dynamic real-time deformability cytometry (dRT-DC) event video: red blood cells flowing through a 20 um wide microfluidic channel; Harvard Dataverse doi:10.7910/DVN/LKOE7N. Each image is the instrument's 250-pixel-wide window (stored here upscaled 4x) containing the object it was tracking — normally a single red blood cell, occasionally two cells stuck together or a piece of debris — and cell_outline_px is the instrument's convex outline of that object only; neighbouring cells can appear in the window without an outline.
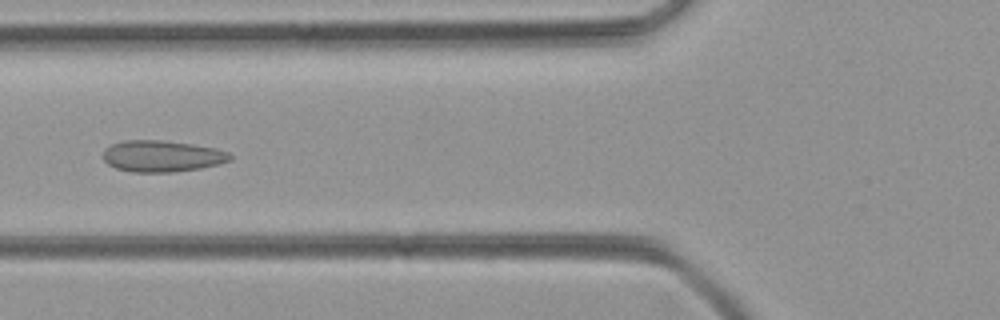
{"species": "common noctule bat (a hibernating species)", "species_latin": "Nyctalus noctula", "temperature_condition": "room temperature", "stored_images_in_passage": 51, "camera_frame_rate_fps": 3000, "um_per_image_px": 0.085, "animal": {"sex": "female", "body_mass_g": 21.9}, "frame": {"image": 1, "passage_image": 20, "time_ms": 6.333, "image_size_px": [1000, 320], "cell_outline_px": [[232, 160], [220, 164], [200, 168], [172, 172], [132, 172], [116, 168], [108, 164], [104, 160], [104, 148], [112, 144], [124, 140], [160, 140], [192, 144], [216, 148], [228, 152], [232, 156]], "centroid_in_image_um": [13.78, 13.27], "position_along_channel_um": 112.0, "area_um2": 23.29}}
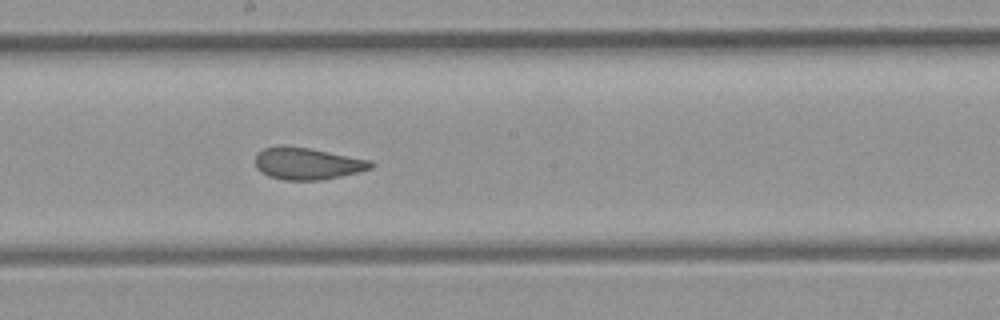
{"frame": {"image": 2, "passage_image": 28, "time_ms": 9.0, "image_size_px": [1000, 320], "cell_outline_px": [[376, 164], [372, 168], [360, 172], [324, 180], [284, 180], [268, 176], [260, 172], [256, 168], [256, 152], [264, 148], [280, 144], [284, 144], [308, 148], [372, 160]], "centroid_in_image_um": [26.12, 13.9], "position_along_channel_um": 222.1, "area_um2": 21.96}}
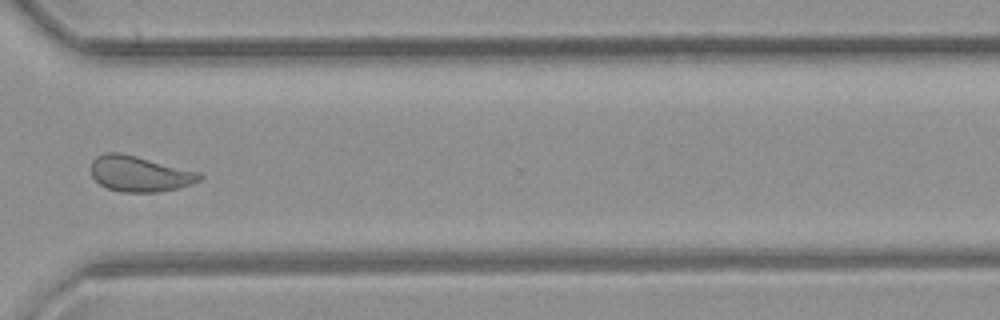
{"frame": {"image": 3, "passage_image": 38, "time_ms": 12.333, "image_size_px": [1000, 320], "cell_outline_px": [[204, 176], [200, 180], [192, 184], [180, 188], [156, 192], [120, 192], [108, 188], [100, 184], [92, 176], [88, 168], [92, 160], [96, 156], [104, 152], [120, 152], [200, 172]], "centroid_in_image_um": [11.84, 14.77], "position_along_channel_um": 358.8, "area_um2": 22.83}}